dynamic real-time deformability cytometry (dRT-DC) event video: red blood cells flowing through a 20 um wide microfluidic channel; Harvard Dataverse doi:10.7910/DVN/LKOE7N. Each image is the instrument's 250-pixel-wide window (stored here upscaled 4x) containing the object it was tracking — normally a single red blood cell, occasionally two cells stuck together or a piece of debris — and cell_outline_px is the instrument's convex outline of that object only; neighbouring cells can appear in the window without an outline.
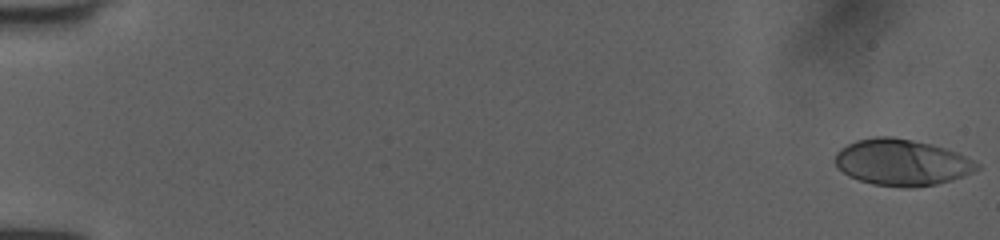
{"species": "human", "species_latin": "Homo sapiens", "temperature_condition": "room temperature", "stored_images_in_passage": 52, "camera_frame_rate_fps": 3000, "um_per_image_px": 0.085, "donor": {"sex": "female"}, "frame": {"image": 1, "passage_image": 1, "time_ms": 0.0, "image_size_px": [1000, 240], "cell_outline_px": [[980, 168], [964, 176], [952, 180], [936, 184], [908, 188], [872, 184], [848, 176], [836, 168], [836, 152], [840, 148], [856, 140], [876, 136], [892, 136], [932, 144], [956, 152], [980, 164]], "centroid_in_image_um": [76.63, 13.8], "position_along_channel_um": 8.4, "area_um2": 38.32}}
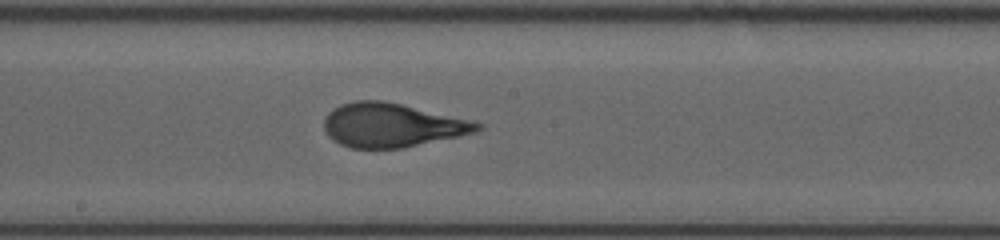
{"frame": {"image": 2, "passage_image": 30, "time_ms": 9.667, "image_size_px": [1000, 240], "cell_outline_px": [[484, 128], [476, 132], [404, 148], [352, 148], [340, 144], [332, 140], [328, 136], [324, 128], [324, 120], [328, 112], [332, 108], [340, 104], [356, 100], [380, 100], [400, 104], [472, 120], [484, 124]], "centroid_in_image_um": [33.3, 10.64], "position_along_channel_um": 214.9, "area_um2": 39.25}}
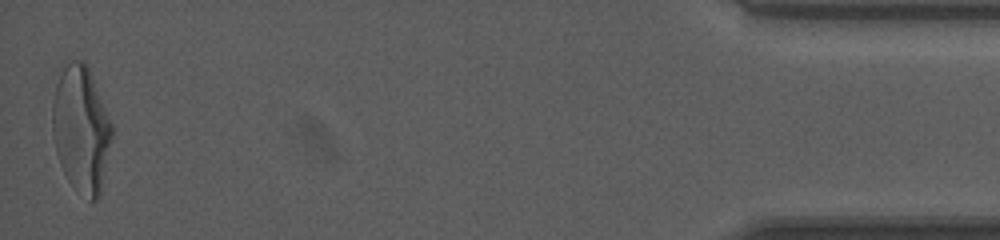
{"frame": {"image": 3, "passage_image": 52, "time_ms": 17.0, "image_size_px": [1000, 240], "cell_outline_px": [[112, 136], [100, 196], [96, 200], [92, 200], [72, 184], [68, 180], [60, 164], [56, 152], [52, 132], [52, 100], [56, 84], [64, 68], [72, 60], [84, 60], [88, 64], [112, 124]], "centroid_in_image_um": [6.9, 10.93], "position_along_channel_um": 428.3, "area_um2": 43.47}, "authors_computed_cell_mechanics": {"area_um2": 38.6393, "velocity_mm_per_s": 4.0147, "shape_relaxation_time_tau1_ms": 5.0489, "shape_relaxation_time_tau2_ms": null, "deformation_change_tau1": 0.2273, "deformation_change_tau2": null}}